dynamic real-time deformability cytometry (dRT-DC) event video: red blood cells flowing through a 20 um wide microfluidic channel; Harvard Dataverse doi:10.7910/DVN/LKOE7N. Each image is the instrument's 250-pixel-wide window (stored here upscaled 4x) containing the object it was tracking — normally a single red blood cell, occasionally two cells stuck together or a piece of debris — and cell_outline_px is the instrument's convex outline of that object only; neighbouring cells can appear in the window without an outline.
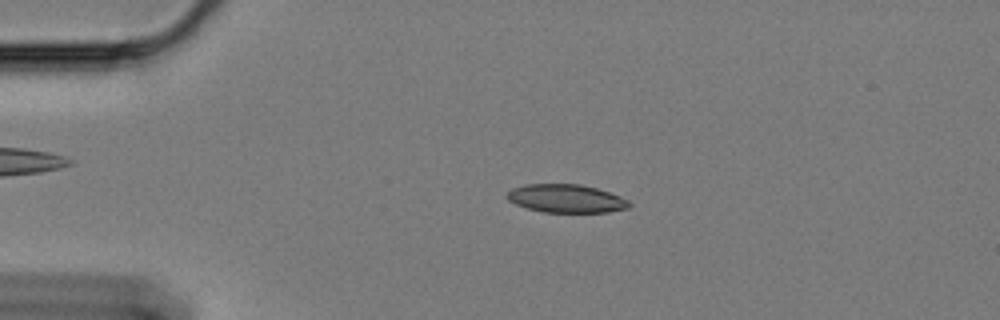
{"species": "Egyptian fruit bat (a non-hibernating species)", "species_latin": "Rousettus aegyptiacus", "temperature_condition": "cold", "stored_images_in_passage": 48, "camera_frame_rate_fps": 3000, "um_per_image_px": 0.085, "animal": {"sex": "female"}, "frame": {"image": 1, "passage_image": 1, "time_ms": 0.0, "image_size_px": [1000, 320], "cell_outline_px": [[632, 204], [628, 208], [608, 212], [540, 212], [516, 204], [508, 200], [508, 192], [512, 188], [524, 184], [580, 184], [596, 188], [620, 196], [628, 200]], "centroid_in_image_um": [48.13, 16.87], "position_along_channel_um": 36.9, "area_um2": 20.06}}
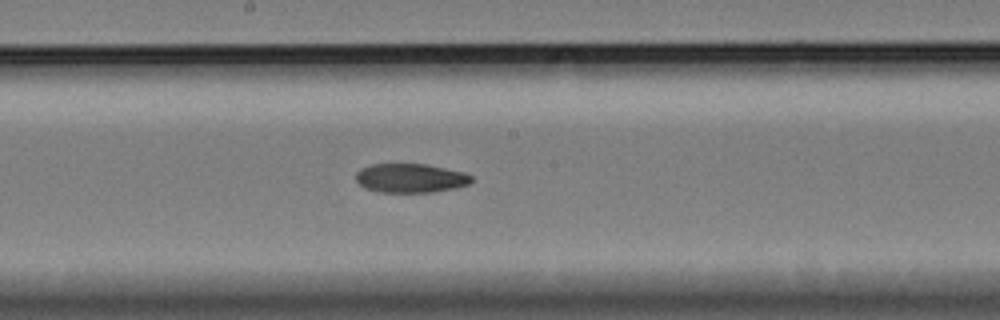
{"frame": {"image": 2, "passage_image": 20, "time_ms": 6.333, "image_size_px": [1000, 320], "cell_outline_px": [[472, 184], [456, 188], [436, 192], [380, 192], [364, 188], [356, 180], [356, 172], [360, 168], [372, 164], [424, 164], [464, 172], [472, 176]], "centroid_in_image_um": [34.91, 15.15], "position_along_channel_um": 213.3, "area_um2": 19.71}}
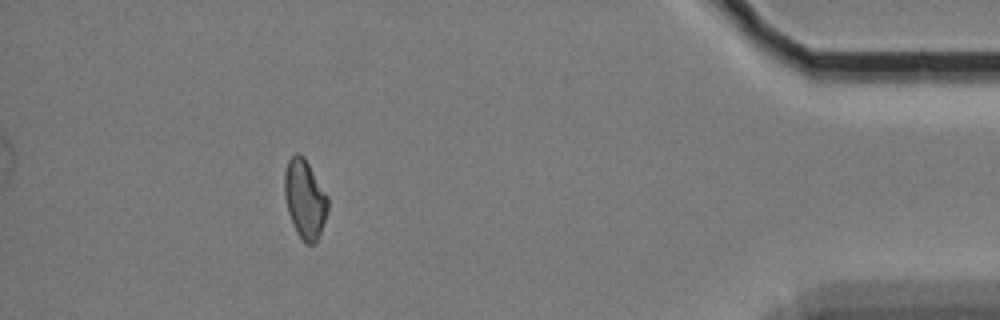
{"frame": {"image": 3, "passage_image": 42, "time_ms": 13.667, "image_size_px": [1000, 320], "cell_outline_px": [[328, 212], [320, 232], [316, 240], [312, 244], [304, 244], [296, 232], [288, 212], [284, 196], [284, 172], [288, 160], [296, 152], [300, 152], [304, 156], [328, 196]], "centroid_in_image_um": [25.9, 16.89], "position_along_channel_um": 409.3, "area_um2": 20.06}, "authors_computed_cell_mechanics": {"area_um2": 20.4034, "velocity_mm_per_s": 3.3498, "shape_relaxation_time_tau1_ms": 9.4169, "shape_relaxation_time_tau2_ms": 10.7641, "deformation_change_tau1": 0.1612, "deformation_change_tau2": 0.1535}}